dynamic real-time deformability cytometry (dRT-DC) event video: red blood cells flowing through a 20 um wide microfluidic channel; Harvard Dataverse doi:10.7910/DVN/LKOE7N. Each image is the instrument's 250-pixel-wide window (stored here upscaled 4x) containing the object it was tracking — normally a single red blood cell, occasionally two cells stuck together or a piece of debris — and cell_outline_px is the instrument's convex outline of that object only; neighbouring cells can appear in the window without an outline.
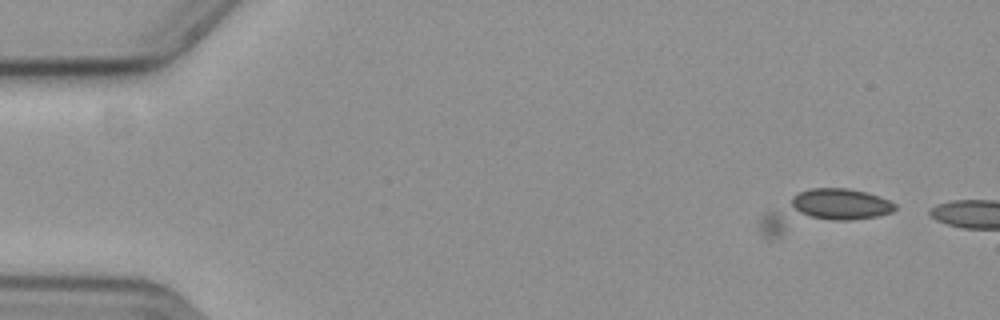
{"species": "common noctule bat (a hibernating species)", "species_latin": "Nyctalus noctula", "temperature_condition": "cold", "stored_images_in_passage": 10, "camera_frame_rate_fps": 3000, "um_per_image_px": 0.085, "animal": {"sex": "female", "body_mass_g": 19.3, "forearm_length_mm": 54.1}, "frame": {"image": 1, "passage_image": 10, "time_ms": 3.0, "image_size_px": [1000, 320], "cell_outline_px": [[896, 208], [892, 212], [880, 216], [772, 240], [768, 240], [760, 232], [760, 220], [768, 212], [800, 192], [812, 188], [848, 188], [880, 196], [896, 204]], "centroid_in_image_um": [69.88, 17.96], "position_along_channel_um": 15.1, "area_um2": 31.04}}